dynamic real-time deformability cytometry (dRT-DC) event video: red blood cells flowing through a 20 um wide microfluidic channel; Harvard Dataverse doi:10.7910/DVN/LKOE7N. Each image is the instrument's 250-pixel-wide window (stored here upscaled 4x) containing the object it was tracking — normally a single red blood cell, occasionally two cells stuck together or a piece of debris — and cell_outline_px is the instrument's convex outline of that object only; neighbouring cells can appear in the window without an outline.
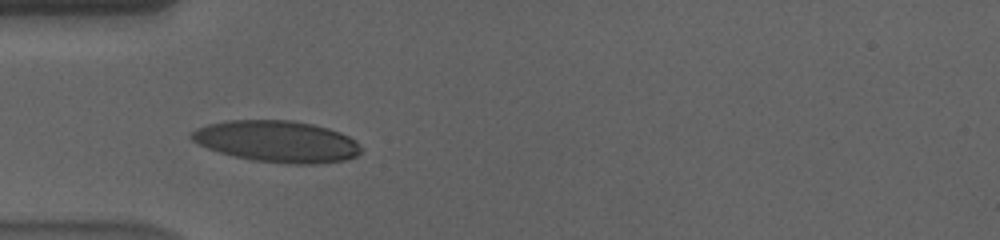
{"species": "human", "species_latin": "Homo sapiens", "temperature_condition": "cold", "stored_images_in_passage": 45, "camera_frame_rate_fps": 3000, "um_per_image_px": 0.085, "donor": {"sex": "male"}, "frame": {"image": 1, "passage_image": 13, "time_ms": 4.0, "image_size_px": [1000, 240], "cell_outline_px": [[360, 152], [356, 156], [344, 160], [316, 164], [288, 164], [252, 160], [220, 152], [208, 148], [192, 140], [188, 136], [196, 128], [208, 124], [228, 120], [292, 120], [312, 124], [328, 128], [340, 132], [356, 140], [360, 148]], "centroid_in_image_um": [23.54, 12.02], "position_along_channel_um": 61.5, "area_um2": 40.92}}
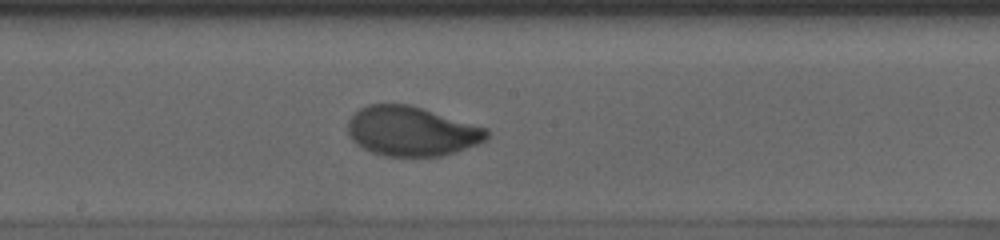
{"frame": {"image": 2, "passage_image": 26, "time_ms": 8.333, "image_size_px": [1000, 240], "cell_outline_px": [[488, 136], [484, 140], [476, 144], [456, 152], [444, 156], [384, 156], [372, 152], [356, 144], [348, 136], [348, 120], [360, 108], [368, 104], [408, 104], [488, 128]], "centroid_in_image_um": [34.96, 11.16], "position_along_channel_um": 213.2, "area_um2": 40.0}}
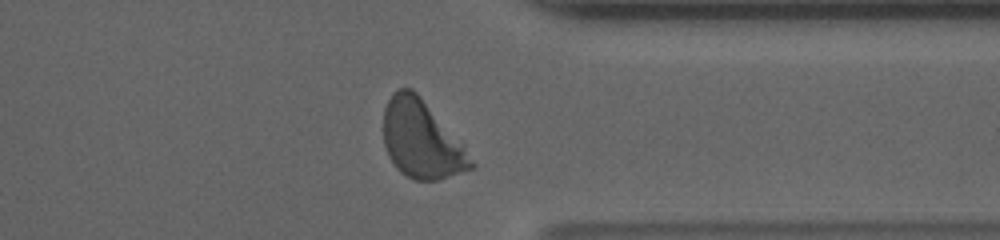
{"frame": {"image": 3, "passage_image": 40, "time_ms": 13.0, "image_size_px": [1000, 240], "cell_outline_px": [[476, 168], [440, 180], [412, 180], [400, 172], [396, 168], [388, 156], [384, 144], [384, 108], [392, 92], [400, 88], [412, 88], [416, 92], [464, 144], [476, 164]], "centroid_in_image_um": [35.85, 11.89], "position_along_channel_um": 375.5, "area_um2": 40.06}, "authors_computed_cell_mechanics": {"area_um2": 39.4774, "velocity_mm_per_s": 3.5621, "shape_relaxation_time_tau1_ms": 3.0022, "shape_relaxation_time_tau2_ms": null, "deformation_change_tau1": 0.156, "deformation_change_tau2": null}}